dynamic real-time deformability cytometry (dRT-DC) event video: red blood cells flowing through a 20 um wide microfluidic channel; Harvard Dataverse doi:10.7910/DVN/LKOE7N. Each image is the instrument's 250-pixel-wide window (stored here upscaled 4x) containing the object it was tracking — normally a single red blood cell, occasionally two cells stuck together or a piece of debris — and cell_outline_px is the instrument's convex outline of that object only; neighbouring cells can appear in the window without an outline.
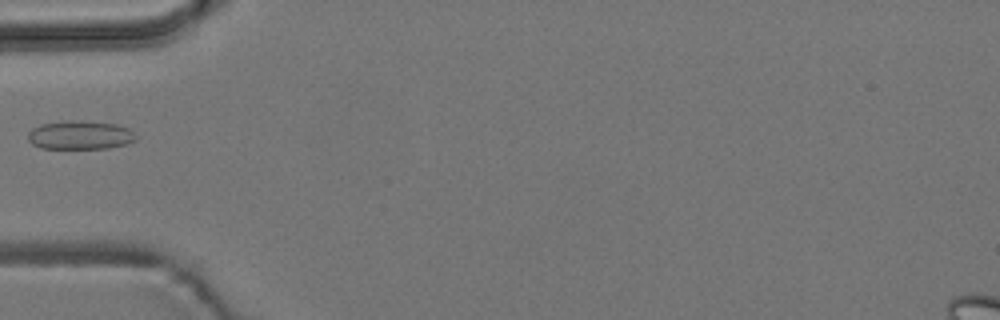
{"species": "common noctule bat (a hibernating species)", "species_latin": "Nyctalus noctula", "temperature_condition": "room temperature", "stored_images_in_passage": 6, "camera_frame_rate_fps": 3000, "um_per_image_px": 0.085, "animal": {"sex": "male", "body_mass_g": 19.2, "forearm_length_mm": 51.8}, "frame": {"image": 1, "passage_image": 6, "time_ms": 5.667, "image_size_px": [1000, 320], "cell_outline_px": [[140, 136], [136, 140], [128, 144], [108, 148], [40, 148], [32, 144], [28, 140], [28, 132], [32, 128], [40, 124], [72, 120], [84, 120], [116, 124], [128, 128]], "centroid_in_image_um": [6.85, 11.48], "position_along_channel_um": 78.2, "area_um2": 18.32}}